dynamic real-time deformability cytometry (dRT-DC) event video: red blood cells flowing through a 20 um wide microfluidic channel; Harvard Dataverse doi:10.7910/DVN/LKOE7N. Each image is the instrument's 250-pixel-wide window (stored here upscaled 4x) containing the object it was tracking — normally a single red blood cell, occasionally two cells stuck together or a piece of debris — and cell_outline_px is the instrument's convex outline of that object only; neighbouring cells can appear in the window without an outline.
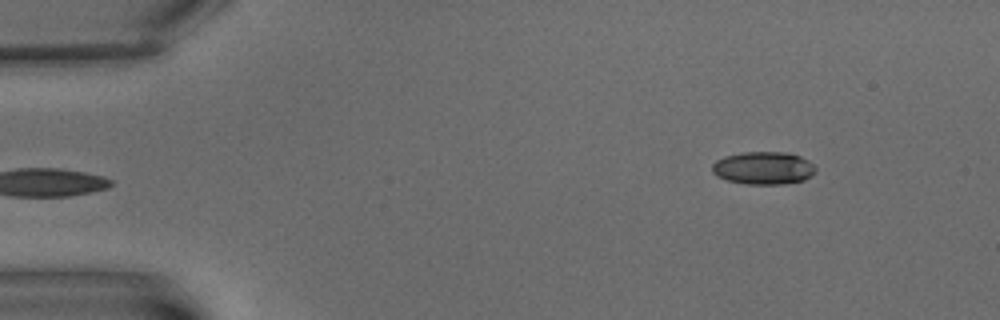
{"species": "common noctule bat (a hibernating species)", "species_latin": "Nyctalus noctula", "temperature_condition": "warm", "stored_images_in_passage": 6, "segment_of_instrument_passage": [2, 2], "camera_frame_rate_fps": 3000, "um_per_image_px": 0.085, "animal": {"sex": "male", "body_mass_g": 15.6}, "frame": {"image": 1, "passage_image": 6, "time_ms": 7.0, "image_size_px": [1000, 320], "cell_outline_px": [[816, 172], [812, 176], [804, 180], [784, 184], [744, 184], [728, 180], [716, 176], [712, 172], [712, 164], [716, 160], [724, 156], [744, 152], [784, 152], [800, 156], [808, 160], [816, 168]], "centroid_in_image_um": [64.89, 14.29], "position_along_channel_um": 20.1, "area_um2": 19.88}}